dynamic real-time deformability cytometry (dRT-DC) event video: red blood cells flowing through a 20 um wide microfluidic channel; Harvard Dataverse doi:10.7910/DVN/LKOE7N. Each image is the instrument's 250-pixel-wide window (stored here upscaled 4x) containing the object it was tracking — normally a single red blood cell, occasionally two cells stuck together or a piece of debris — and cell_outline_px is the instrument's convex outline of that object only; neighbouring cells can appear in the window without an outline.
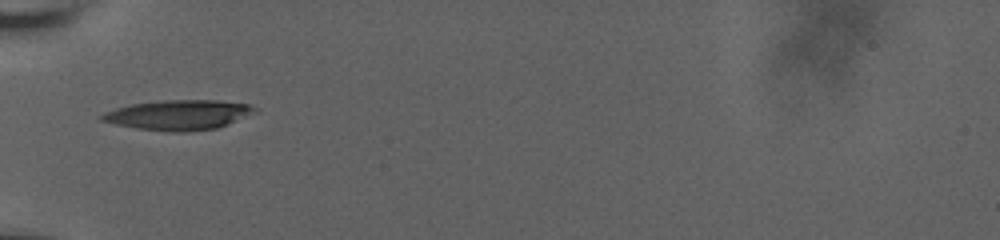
{"species": "human", "species_latin": "Homo sapiens", "temperature_condition": "room temperature", "stored_images_in_passage": 11, "camera_frame_rate_fps": 3000, "um_per_image_px": 0.085, "donor": {"sex": "male"}, "frame": {"image": 1, "passage_image": 1, "time_ms": 0.0, "image_size_px": [1000, 240], "cell_outline_px": [[260, 112], [216, 128], [184, 132], [168, 132], [136, 128], [116, 124], [100, 120], [96, 116], [104, 112], [116, 108], [132, 104], [164, 100], [220, 100], [248, 104], [256, 108]], "centroid_in_image_um": [15.19, 9.77], "position_along_channel_um": 69.8, "area_um2": 26.88}}
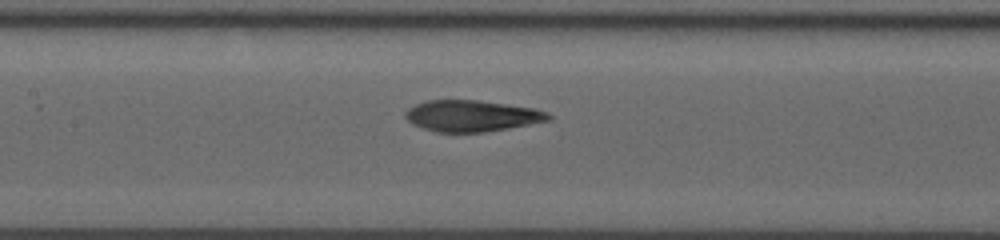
{"frame": {"image": 2, "passage_image": 6, "time_ms": 2.667, "image_size_px": [1000, 240], "cell_outline_px": [[552, 120], [508, 128], [484, 132], [436, 132], [412, 124], [404, 116], [404, 112], [408, 108], [416, 104], [428, 100], [476, 100], [532, 108], [548, 112], [552, 116]], "centroid_in_image_um": [40.09, 9.85], "position_along_channel_um": 167.3, "area_um2": 25.95}}
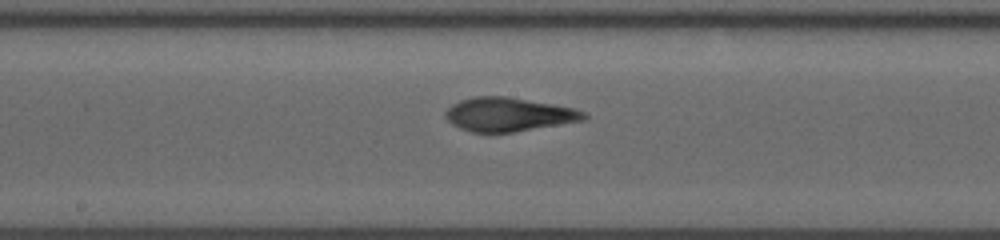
{"frame": {"image": 3, "passage_image": 9, "time_ms": 3.667, "image_size_px": [1000, 240], "cell_outline_px": [[588, 116], [584, 120], [512, 132], [472, 132], [460, 128], [452, 124], [444, 116], [444, 112], [452, 104], [460, 100], [472, 96], [504, 96], [576, 108], [584, 112]], "centroid_in_image_um": [43.2, 9.72], "position_along_channel_um": 205.0, "area_um2": 27.05}}